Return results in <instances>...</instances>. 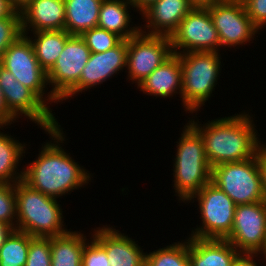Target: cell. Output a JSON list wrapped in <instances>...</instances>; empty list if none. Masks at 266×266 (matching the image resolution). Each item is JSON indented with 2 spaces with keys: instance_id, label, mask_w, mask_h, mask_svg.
<instances>
[{
  "instance_id": "6da1fadb",
  "label": "cell",
  "mask_w": 266,
  "mask_h": 266,
  "mask_svg": "<svg viewBox=\"0 0 266 266\" xmlns=\"http://www.w3.org/2000/svg\"><path fill=\"white\" fill-rule=\"evenodd\" d=\"M45 132L51 140L42 144L36 160L22 168L23 181L46 196L58 199L85 187L92 176L62 148L66 135L60 124Z\"/></svg>"
},
{
  "instance_id": "7a4b0ae2",
  "label": "cell",
  "mask_w": 266,
  "mask_h": 266,
  "mask_svg": "<svg viewBox=\"0 0 266 266\" xmlns=\"http://www.w3.org/2000/svg\"><path fill=\"white\" fill-rule=\"evenodd\" d=\"M249 112L221 117L201 124L190 119L188 123L201 135L205 155L214 167L223 163L244 161L256 156L263 145L258 138L256 124ZM199 123V124H198ZM202 125V126H200Z\"/></svg>"
},
{
  "instance_id": "3957f363",
  "label": "cell",
  "mask_w": 266,
  "mask_h": 266,
  "mask_svg": "<svg viewBox=\"0 0 266 266\" xmlns=\"http://www.w3.org/2000/svg\"><path fill=\"white\" fill-rule=\"evenodd\" d=\"M17 206V230L33 237H55L66 229L61 205L57 199L31 188L23 180L14 184Z\"/></svg>"
},
{
  "instance_id": "277c9868",
  "label": "cell",
  "mask_w": 266,
  "mask_h": 266,
  "mask_svg": "<svg viewBox=\"0 0 266 266\" xmlns=\"http://www.w3.org/2000/svg\"><path fill=\"white\" fill-rule=\"evenodd\" d=\"M176 143L173 164V188L179 200L186 203L211 182V165L201 135L187 122ZM175 178V179H174Z\"/></svg>"
},
{
  "instance_id": "5b68a950",
  "label": "cell",
  "mask_w": 266,
  "mask_h": 266,
  "mask_svg": "<svg viewBox=\"0 0 266 266\" xmlns=\"http://www.w3.org/2000/svg\"><path fill=\"white\" fill-rule=\"evenodd\" d=\"M182 68L181 101L183 110L197 114L211 97L221 75V55L217 52L177 54Z\"/></svg>"
},
{
  "instance_id": "8992f818",
  "label": "cell",
  "mask_w": 266,
  "mask_h": 266,
  "mask_svg": "<svg viewBox=\"0 0 266 266\" xmlns=\"http://www.w3.org/2000/svg\"><path fill=\"white\" fill-rule=\"evenodd\" d=\"M211 182L236 205L266 201L256 156L212 167Z\"/></svg>"
},
{
  "instance_id": "52a82bcc",
  "label": "cell",
  "mask_w": 266,
  "mask_h": 266,
  "mask_svg": "<svg viewBox=\"0 0 266 266\" xmlns=\"http://www.w3.org/2000/svg\"><path fill=\"white\" fill-rule=\"evenodd\" d=\"M194 200L198 202L202 226L193 228L189 236L201 239H226L233 227L236 208L233 200L212 182L205 185L186 203Z\"/></svg>"
},
{
  "instance_id": "ba28073f",
  "label": "cell",
  "mask_w": 266,
  "mask_h": 266,
  "mask_svg": "<svg viewBox=\"0 0 266 266\" xmlns=\"http://www.w3.org/2000/svg\"><path fill=\"white\" fill-rule=\"evenodd\" d=\"M0 65L31 89L47 106L49 103L51 105L53 102H60L51 91L47 92V72L39 65L32 43L26 35L19 36L6 49Z\"/></svg>"
},
{
  "instance_id": "9c48e42d",
  "label": "cell",
  "mask_w": 266,
  "mask_h": 266,
  "mask_svg": "<svg viewBox=\"0 0 266 266\" xmlns=\"http://www.w3.org/2000/svg\"><path fill=\"white\" fill-rule=\"evenodd\" d=\"M0 88L9 113L16 119L22 116L30 119L44 131L58 127L57 118L31 89L0 65ZM21 116V117H20Z\"/></svg>"
},
{
  "instance_id": "30bf717a",
  "label": "cell",
  "mask_w": 266,
  "mask_h": 266,
  "mask_svg": "<svg viewBox=\"0 0 266 266\" xmlns=\"http://www.w3.org/2000/svg\"><path fill=\"white\" fill-rule=\"evenodd\" d=\"M174 54L217 52L221 49L218 31L206 7H193L171 34Z\"/></svg>"
},
{
  "instance_id": "8fae6325",
  "label": "cell",
  "mask_w": 266,
  "mask_h": 266,
  "mask_svg": "<svg viewBox=\"0 0 266 266\" xmlns=\"http://www.w3.org/2000/svg\"><path fill=\"white\" fill-rule=\"evenodd\" d=\"M169 36L139 32L128 39L127 80L139 85L156 68L173 55Z\"/></svg>"
},
{
  "instance_id": "7c38bea8",
  "label": "cell",
  "mask_w": 266,
  "mask_h": 266,
  "mask_svg": "<svg viewBox=\"0 0 266 266\" xmlns=\"http://www.w3.org/2000/svg\"><path fill=\"white\" fill-rule=\"evenodd\" d=\"M206 8L218 31L221 47L247 45L261 32L246 14L241 0H222Z\"/></svg>"
},
{
  "instance_id": "4fadbf2b",
  "label": "cell",
  "mask_w": 266,
  "mask_h": 266,
  "mask_svg": "<svg viewBox=\"0 0 266 266\" xmlns=\"http://www.w3.org/2000/svg\"><path fill=\"white\" fill-rule=\"evenodd\" d=\"M241 254H261L266 246V201L236 205L226 238Z\"/></svg>"
},
{
  "instance_id": "5bb4252c",
  "label": "cell",
  "mask_w": 266,
  "mask_h": 266,
  "mask_svg": "<svg viewBox=\"0 0 266 266\" xmlns=\"http://www.w3.org/2000/svg\"><path fill=\"white\" fill-rule=\"evenodd\" d=\"M91 51L83 38L71 35L56 63L47 72L52 94L60 101L78 82Z\"/></svg>"
},
{
  "instance_id": "9a60e30c",
  "label": "cell",
  "mask_w": 266,
  "mask_h": 266,
  "mask_svg": "<svg viewBox=\"0 0 266 266\" xmlns=\"http://www.w3.org/2000/svg\"><path fill=\"white\" fill-rule=\"evenodd\" d=\"M127 50L128 40H122L117 46L105 52H91L89 60L82 70L79 82L60 102L66 99L69 100L77 93L85 92L91 87L103 84L107 79L112 78L113 75L123 71L126 68Z\"/></svg>"
},
{
  "instance_id": "2e32d148",
  "label": "cell",
  "mask_w": 266,
  "mask_h": 266,
  "mask_svg": "<svg viewBox=\"0 0 266 266\" xmlns=\"http://www.w3.org/2000/svg\"><path fill=\"white\" fill-rule=\"evenodd\" d=\"M92 238L106 251L111 266H145L144 249L135 239L126 236L114 227L103 225L94 228Z\"/></svg>"
},
{
  "instance_id": "e0dca14e",
  "label": "cell",
  "mask_w": 266,
  "mask_h": 266,
  "mask_svg": "<svg viewBox=\"0 0 266 266\" xmlns=\"http://www.w3.org/2000/svg\"><path fill=\"white\" fill-rule=\"evenodd\" d=\"M192 8L188 0H159L141 14L146 25L140 27V32L170 37Z\"/></svg>"
},
{
  "instance_id": "ac0fdd59",
  "label": "cell",
  "mask_w": 266,
  "mask_h": 266,
  "mask_svg": "<svg viewBox=\"0 0 266 266\" xmlns=\"http://www.w3.org/2000/svg\"><path fill=\"white\" fill-rule=\"evenodd\" d=\"M22 34L29 32L64 30V0H31L21 11Z\"/></svg>"
},
{
  "instance_id": "d6986e66",
  "label": "cell",
  "mask_w": 266,
  "mask_h": 266,
  "mask_svg": "<svg viewBox=\"0 0 266 266\" xmlns=\"http://www.w3.org/2000/svg\"><path fill=\"white\" fill-rule=\"evenodd\" d=\"M190 266H232L241 254L226 239L188 237Z\"/></svg>"
},
{
  "instance_id": "ffe728a7",
  "label": "cell",
  "mask_w": 266,
  "mask_h": 266,
  "mask_svg": "<svg viewBox=\"0 0 266 266\" xmlns=\"http://www.w3.org/2000/svg\"><path fill=\"white\" fill-rule=\"evenodd\" d=\"M137 87L139 91L156 98H172L175 94L181 98L182 68L179 56L173 54Z\"/></svg>"
},
{
  "instance_id": "44dd1931",
  "label": "cell",
  "mask_w": 266,
  "mask_h": 266,
  "mask_svg": "<svg viewBox=\"0 0 266 266\" xmlns=\"http://www.w3.org/2000/svg\"><path fill=\"white\" fill-rule=\"evenodd\" d=\"M131 0H103L97 27L116 33L123 40H128L140 32L141 26L130 27ZM130 12V13H129Z\"/></svg>"
},
{
  "instance_id": "7402d4cb",
  "label": "cell",
  "mask_w": 266,
  "mask_h": 266,
  "mask_svg": "<svg viewBox=\"0 0 266 266\" xmlns=\"http://www.w3.org/2000/svg\"><path fill=\"white\" fill-rule=\"evenodd\" d=\"M65 29L71 35L81 36L98 25L103 0H64Z\"/></svg>"
},
{
  "instance_id": "603a6c76",
  "label": "cell",
  "mask_w": 266,
  "mask_h": 266,
  "mask_svg": "<svg viewBox=\"0 0 266 266\" xmlns=\"http://www.w3.org/2000/svg\"><path fill=\"white\" fill-rule=\"evenodd\" d=\"M33 38L26 35L32 43L39 65L48 72L64 50L71 36L66 30H48L33 32ZM35 38V39H34Z\"/></svg>"
},
{
  "instance_id": "cb8c5ba5",
  "label": "cell",
  "mask_w": 266,
  "mask_h": 266,
  "mask_svg": "<svg viewBox=\"0 0 266 266\" xmlns=\"http://www.w3.org/2000/svg\"><path fill=\"white\" fill-rule=\"evenodd\" d=\"M5 126H0L3 130ZM0 130V181L8 184H15L23 180L24 170L19 171L18 166L25 156L27 147L25 143H21L17 138H12L11 134H5ZM24 154V155H23ZM22 158V159H21ZM18 169V170H17ZM19 171V172H17Z\"/></svg>"
},
{
  "instance_id": "d4e9b609",
  "label": "cell",
  "mask_w": 266,
  "mask_h": 266,
  "mask_svg": "<svg viewBox=\"0 0 266 266\" xmlns=\"http://www.w3.org/2000/svg\"><path fill=\"white\" fill-rule=\"evenodd\" d=\"M86 240L84 233L79 231L50 237L51 266H81Z\"/></svg>"
},
{
  "instance_id": "484cf974",
  "label": "cell",
  "mask_w": 266,
  "mask_h": 266,
  "mask_svg": "<svg viewBox=\"0 0 266 266\" xmlns=\"http://www.w3.org/2000/svg\"><path fill=\"white\" fill-rule=\"evenodd\" d=\"M145 266H190L188 239L146 252Z\"/></svg>"
},
{
  "instance_id": "4316f807",
  "label": "cell",
  "mask_w": 266,
  "mask_h": 266,
  "mask_svg": "<svg viewBox=\"0 0 266 266\" xmlns=\"http://www.w3.org/2000/svg\"><path fill=\"white\" fill-rule=\"evenodd\" d=\"M33 236L14 230L0 248V266H25Z\"/></svg>"
},
{
  "instance_id": "83f0119b",
  "label": "cell",
  "mask_w": 266,
  "mask_h": 266,
  "mask_svg": "<svg viewBox=\"0 0 266 266\" xmlns=\"http://www.w3.org/2000/svg\"><path fill=\"white\" fill-rule=\"evenodd\" d=\"M81 37L92 53H102L110 50L123 40L116 33L99 27L85 31Z\"/></svg>"
},
{
  "instance_id": "f1b7e54d",
  "label": "cell",
  "mask_w": 266,
  "mask_h": 266,
  "mask_svg": "<svg viewBox=\"0 0 266 266\" xmlns=\"http://www.w3.org/2000/svg\"><path fill=\"white\" fill-rule=\"evenodd\" d=\"M0 221L17 230V206L14 184L0 181Z\"/></svg>"
},
{
  "instance_id": "f546056e",
  "label": "cell",
  "mask_w": 266,
  "mask_h": 266,
  "mask_svg": "<svg viewBox=\"0 0 266 266\" xmlns=\"http://www.w3.org/2000/svg\"><path fill=\"white\" fill-rule=\"evenodd\" d=\"M25 266H51L50 237H33Z\"/></svg>"
},
{
  "instance_id": "4dcf8cb0",
  "label": "cell",
  "mask_w": 266,
  "mask_h": 266,
  "mask_svg": "<svg viewBox=\"0 0 266 266\" xmlns=\"http://www.w3.org/2000/svg\"><path fill=\"white\" fill-rule=\"evenodd\" d=\"M21 35V16L0 19V60L6 49Z\"/></svg>"
},
{
  "instance_id": "1f68e13d",
  "label": "cell",
  "mask_w": 266,
  "mask_h": 266,
  "mask_svg": "<svg viewBox=\"0 0 266 266\" xmlns=\"http://www.w3.org/2000/svg\"><path fill=\"white\" fill-rule=\"evenodd\" d=\"M90 239L84 246L81 266H111L106 251L92 237Z\"/></svg>"
},
{
  "instance_id": "d6a6232c",
  "label": "cell",
  "mask_w": 266,
  "mask_h": 266,
  "mask_svg": "<svg viewBox=\"0 0 266 266\" xmlns=\"http://www.w3.org/2000/svg\"><path fill=\"white\" fill-rule=\"evenodd\" d=\"M246 14L260 29L266 28V0H241ZM264 26V27H263Z\"/></svg>"
},
{
  "instance_id": "836d02e7",
  "label": "cell",
  "mask_w": 266,
  "mask_h": 266,
  "mask_svg": "<svg viewBox=\"0 0 266 266\" xmlns=\"http://www.w3.org/2000/svg\"><path fill=\"white\" fill-rule=\"evenodd\" d=\"M257 157V164L259 167L261 180H262V187L265 194L266 199V146L263 144L256 153Z\"/></svg>"
},
{
  "instance_id": "e575fe53",
  "label": "cell",
  "mask_w": 266,
  "mask_h": 266,
  "mask_svg": "<svg viewBox=\"0 0 266 266\" xmlns=\"http://www.w3.org/2000/svg\"><path fill=\"white\" fill-rule=\"evenodd\" d=\"M16 119L9 113L0 88V126H10ZM13 122V123H12Z\"/></svg>"
},
{
  "instance_id": "d590c367",
  "label": "cell",
  "mask_w": 266,
  "mask_h": 266,
  "mask_svg": "<svg viewBox=\"0 0 266 266\" xmlns=\"http://www.w3.org/2000/svg\"><path fill=\"white\" fill-rule=\"evenodd\" d=\"M257 256L259 257V254H240L232 266H258L255 260Z\"/></svg>"
},
{
  "instance_id": "8d00e7d4",
  "label": "cell",
  "mask_w": 266,
  "mask_h": 266,
  "mask_svg": "<svg viewBox=\"0 0 266 266\" xmlns=\"http://www.w3.org/2000/svg\"><path fill=\"white\" fill-rule=\"evenodd\" d=\"M8 16H21V12L17 11L9 0H0V19Z\"/></svg>"
},
{
  "instance_id": "74e56055",
  "label": "cell",
  "mask_w": 266,
  "mask_h": 266,
  "mask_svg": "<svg viewBox=\"0 0 266 266\" xmlns=\"http://www.w3.org/2000/svg\"><path fill=\"white\" fill-rule=\"evenodd\" d=\"M158 1L159 0H131V3L134 6V10L140 11L139 14L141 15L147 8Z\"/></svg>"
},
{
  "instance_id": "f35d334b",
  "label": "cell",
  "mask_w": 266,
  "mask_h": 266,
  "mask_svg": "<svg viewBox=\"0 0 266 266\" xmlns=\"http://www.w3.org/2000/svg\"><path fill=\"white\" fill-rule=\"evenodd\" d=\"M14 230L15 229L11 227L9 224L0 221V248L3 246L5 240Z\"/></svg>"
},
{
  "instance_id": "ab89813d",
  "label": "cell",
  "mask_w": 266,
  "mask_h": 266,
  "mask_svg": "<svg viewBox=\"0 0 266 266\" xmlns=\"http://www.w3.org/2000/svg\"><path fill=\"white\" fill-rule=\"evenodd\" d=\"M193 7H209L222 0H188Z\"/></svg>"
},
{
  "instance_id": "60d3db41",
  "label": "cell",
  "mask_w": 266,
  "mask_h": 266,
  "mask_svg": "<svg viewBox=\"0 0 266 266\" xmlns=\"http://www.w3.org/2000/svg\"><path fill=\"white\" fill-rule=\"evenodd\" d=\"M10 4L17 10L21 11L31 0H9Z\"/></svg>"
},
{
  "instance_id": "b9f144b4",
  "label": "cell",
  "mask_w": 266,
  "mask_h": 266,
  "mask_svg": "<svg viewBox=\"0 0 266 266\" xmlns=\"http://www.w3.org/2000/svg\"><path fill=\"white\" fill-rule=\"evenodd\" d=\"M260 255H264L263 257L264 258H262V259H264V261L263 262H265L266 261V246H265V249L263 250V252L260 254ZM266 264V263H265Z\"/></svg>"
}]
</instances>
